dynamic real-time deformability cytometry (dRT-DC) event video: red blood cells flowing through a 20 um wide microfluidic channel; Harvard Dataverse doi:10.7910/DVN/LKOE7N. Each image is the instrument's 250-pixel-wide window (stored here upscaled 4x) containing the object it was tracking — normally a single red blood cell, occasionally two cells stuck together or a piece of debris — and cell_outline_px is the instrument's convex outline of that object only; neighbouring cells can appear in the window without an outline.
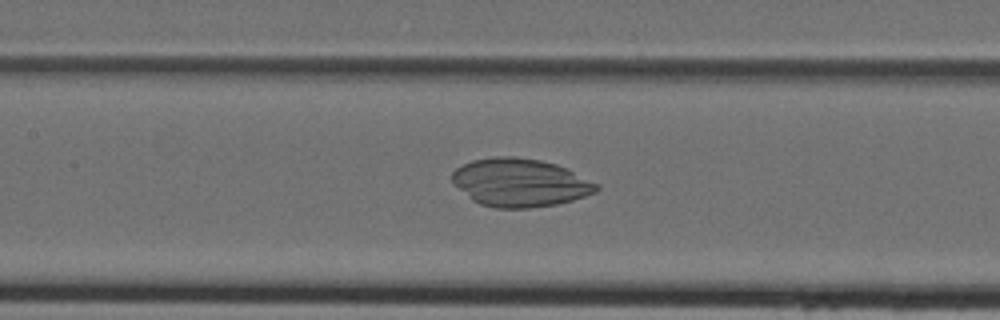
{"species": "Egyptian fruit bat (a non-hibernating species)", "species_latin": "Rousettus aegyptiacus", "temperature_condition": "cold", "stored_images_in_passage": 29, "camera_frame_rate_fps": 3000, "um_per_image_px": 0.085, "animal": {"sex": "female"}, "frame": {"image": 1, "passage_image": 20, "time_ms": 6.333, "image_size_px": [1000, 320], "cell_outline_px": [[600, 188], [596, 192], [572, 200], [556, 204], [528, 208], [492, 208], [480, 204], [472, 200], [452, 184], [452, 172], [456, 168], [472, 160], [496, 156], [516, 156], [540, 160], [556, 164], [600, 184]], "centroid_in_image_um": [44.18, 15.52], "position_along_channel_um": 163.2, "area_um2": 40.63}}